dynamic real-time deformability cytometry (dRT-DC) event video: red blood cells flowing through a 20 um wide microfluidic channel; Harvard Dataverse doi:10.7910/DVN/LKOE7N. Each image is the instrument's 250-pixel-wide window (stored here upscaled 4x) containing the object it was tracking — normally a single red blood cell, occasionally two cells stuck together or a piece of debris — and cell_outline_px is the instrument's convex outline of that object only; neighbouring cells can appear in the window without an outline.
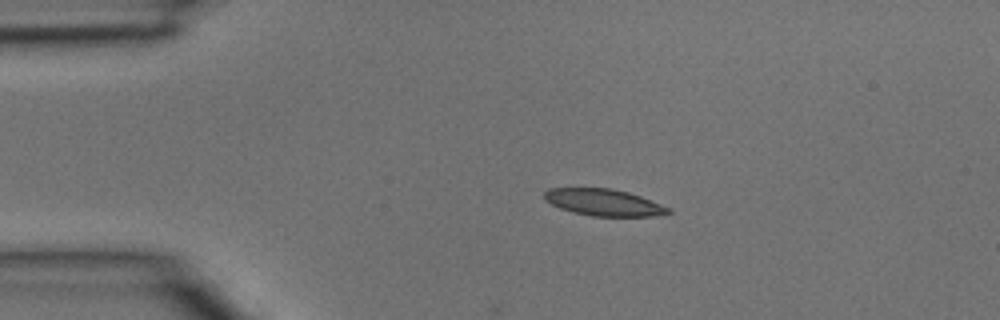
{"species": "common noctule bat (a hibernating species)", "species_latin": "Nyctalus noctula", "temperature_condition": "room temperature", "stored_images_in_passage": 3, "camera_frame_rate_fps": 3000, "um_per_image_px": 0.085, "animal": {"sex": "male", "body_mass_g": 15.6}, "frame": {"image": 1, "passage_image": 1, "time_ms": 0.0, "image_size_px": [1000, 320], "cell_outline_px": [[672, 212], [656, 216], [592, 216], [572, 212], [560, 208], [544, 200], [544, 192], [548, 188], [612, 188], [628, 192], [640, 196], [672, 208]], "centroid_in_image_um": [51.33, 17.2], "position_along_channel_um": 33.7, "area_um2": 19.42}}